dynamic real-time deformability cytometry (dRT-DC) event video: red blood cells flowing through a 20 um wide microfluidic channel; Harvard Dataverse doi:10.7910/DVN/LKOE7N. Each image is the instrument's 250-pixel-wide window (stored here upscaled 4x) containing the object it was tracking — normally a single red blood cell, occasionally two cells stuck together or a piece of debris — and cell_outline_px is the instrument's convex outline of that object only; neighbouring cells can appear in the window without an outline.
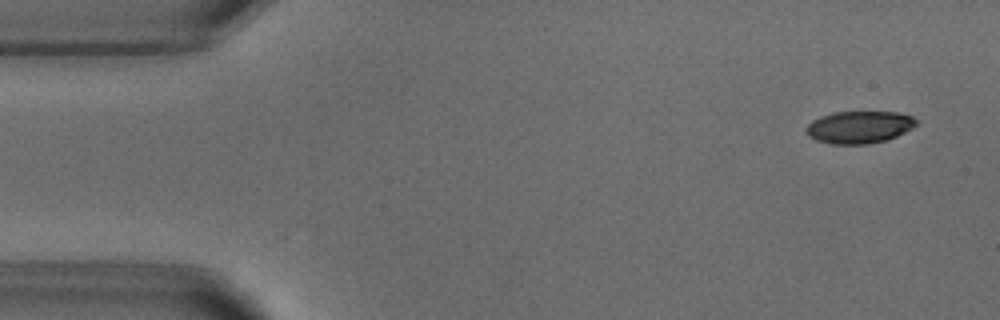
{"species": "common noctule bat (a hibernating species)", "species_latin": "Nyctalus noctula", "temperature_condition": "warm", "stored_images_in_passage": 52, "camera_frame_rate_fps": 3000, "um_per_image_px": 0.085, "animal": {"sex": "male", "body_mass_g": 18.8}, "frame": {"image": 1, "passage_image": 3, "time_ms": 0.667, "image_size_px": [1000, 320], "cell_outline_px": [[916, 124], [912, 128], [888, 140], [868, 144], [832, 144], [816, 140], [808, 136], [804, 128], [812, 120], [820, 116], [832, 112], [896, 112], [912, 116], [916, 120]], "centroid_in_image_um": [73.0, 10.81], "position_along_channel_um": 12.0, "area_um2": 20.81}}
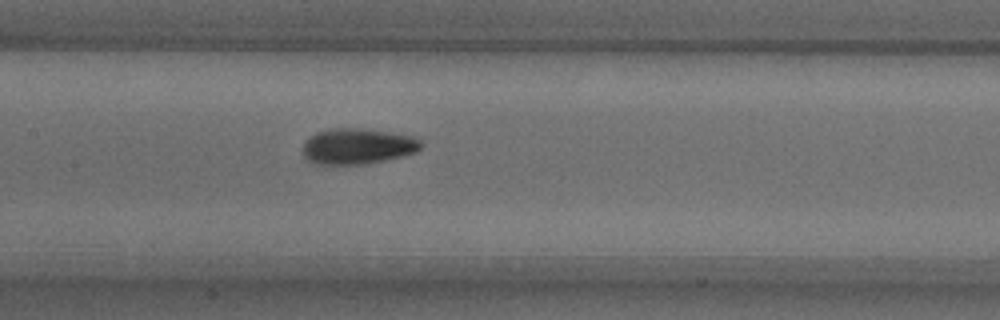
{"frame": {"image": 2, "passage_image": 24, "time_ms": 7.667, "image_size_px": [1000, 320], "cell_outline_px": [[424, 144], [416, 152], [384, 160], [364, 164], [316, 164], [308, 160], [304, 156], [304, 140], [308, 136], [316, 132], [328, 128], [364, 128], [392, 132], [412, 136], [420, 140]], "centroid_in_image_um": [30.38, 12.41], "position_along_channel_um": 177.0, "area_um2": 24.8}}
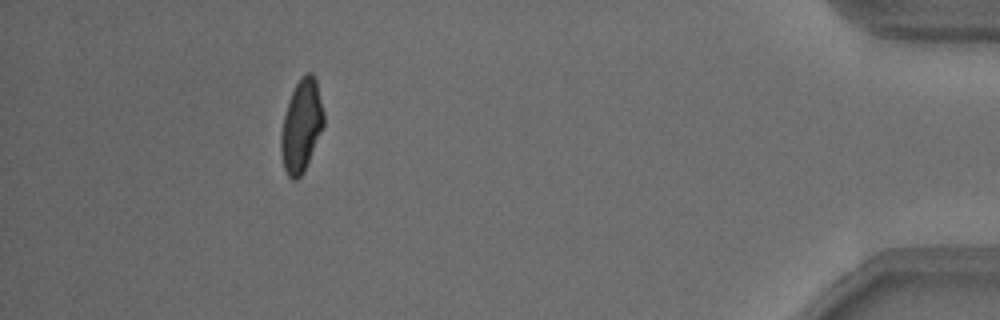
{"frame": {"image": 3, "passage_image": 47, "time_ms": 15.333, "image_size_px": [1000, 320], "cell_outline_px": [[324, 124], [304, 172], [296, 180], [292, 180], [288, 176], [284, 168], [280, 152], [280, 136], [284, 116], [288, 100], [300, 76], [304, 72], [312, 72], [316, 80], [324, 112]], "centroid_in_image_um": [25.61, 10.68], "position_along_channel_um": 409.6, "area_um2": 23.06}, "authors_computed_cell_mechanics": {"area_um2": 23.0333, "velocity_mm_per_s": 3.8337, "shape_relaxation_time_tau1_ms": 4.6504, "shape_relaxation_time_tau2_ms": 1.8332, "deformation_change_tau1": 0.1563, "deformation_change_tau2": 0.0792}}